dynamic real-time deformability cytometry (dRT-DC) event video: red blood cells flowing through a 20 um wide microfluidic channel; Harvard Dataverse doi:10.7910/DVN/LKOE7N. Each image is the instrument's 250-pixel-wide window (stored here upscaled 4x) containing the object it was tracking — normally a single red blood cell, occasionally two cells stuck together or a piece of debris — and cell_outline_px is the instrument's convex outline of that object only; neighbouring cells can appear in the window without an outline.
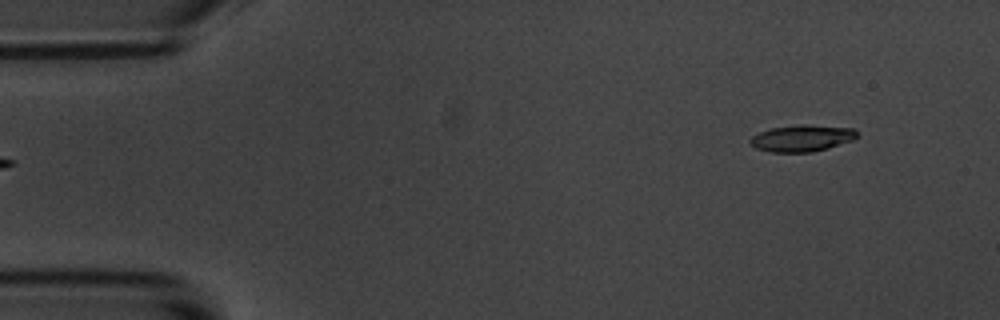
{"species": "common noctule bat (a hibernating species)", "species_latin": "Nyctalus noctula", "temperature_condition": "room temperature", "stored_images_in_passage": 3, "camera_frame_rate_fps": 3000, "um_per_image_px": 0.085, "animal": {"sex": "male", "body_mass_g": 20.1, "forearm_length_mm": 53.5}, "frame": {"image": 1, "passage_image": 3, "time_ms": 2.333, "image_size_px": [1000, 320], "cell_outline_px": [[860, 136], [852, 140], [828, 148], [812, 152], [772, 152], [756, 148], [748, 140], [752, 136], [760, 132], [772, 128], [800, 124], [804, 124], [856, 128], [860, 132]], "centroid_in_image_um": [68.23, 11.73], "position_along_channel_um": 16.8, "area_um2": 16.7}}